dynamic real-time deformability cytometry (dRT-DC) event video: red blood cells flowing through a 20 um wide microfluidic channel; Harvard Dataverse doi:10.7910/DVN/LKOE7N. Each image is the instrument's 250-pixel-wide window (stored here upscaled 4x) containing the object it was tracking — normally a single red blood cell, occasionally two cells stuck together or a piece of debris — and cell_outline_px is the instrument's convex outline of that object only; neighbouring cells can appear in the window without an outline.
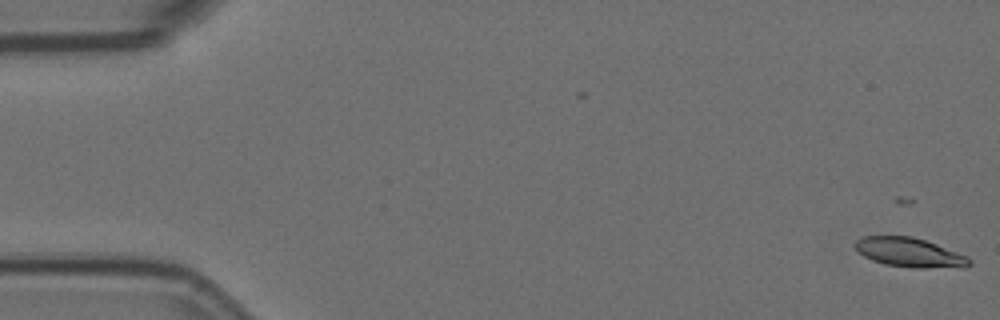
{"species": "Egyptian fruit bat (a non-hibernating species)", "species_latin": "Rousettus aegyptiacus", "temperature_condition": "room temperature", "stored_images_in_passage": 21, "camera_frame_rate_fps": 3000, "um_per_image_px": 0.085, "animal": {"sex": "female"}, "frame": {"image": 1, "passage_image": 1, "time_ms": 0.0, "image_size_px": [1000, 320], "cell_outline_px": [[972, 264], [964, 268], [912, 268], [884, 264], [872, 260], [864, 256], [856, 248], [856, 240], [864, 236], [912, 236], [936, 244], [968, 256], [972, 260]], "centroid_in_image_um": [77.38, 21.48], "position_along_channel_um": 7.6, "area_um2": 19.59}}
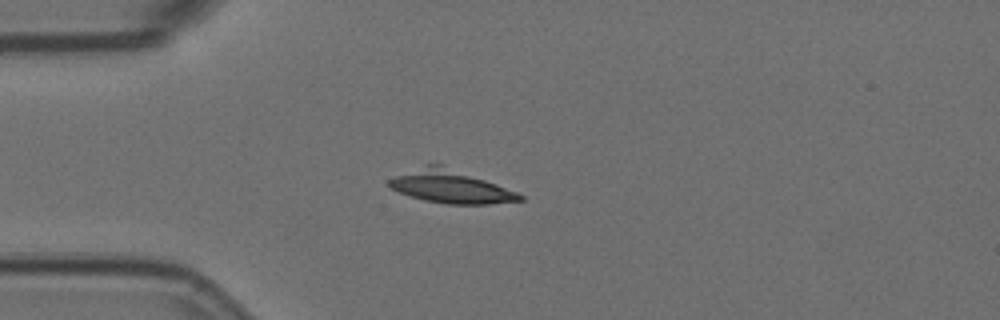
{"frame": {"image": 2, "passage_image": 15, "time_ms": 4.667, "image_size_px": [1000, 320], "cell_outline_px": [[524, 200], [488, 204], [448, 204], [424, 200], [400, 192], [392, 188], [388, 184], [388, 180], [396, 176], [428, 164], [440, 164], [496, 184], [516, 192], [524, 196]], "centroid_in_image_um": [38.32, 15.88], "position_along_channel_um": 46.7, "area_um2": 24.28}}
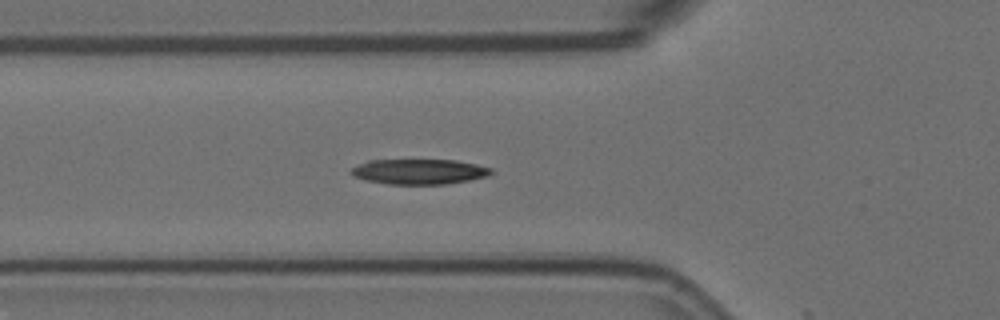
{"frame": {"image": 3, "passage_image": 20, "time_ms": 6.333, "image_size_px": [1000, 320], "cell_outline_px": [[492, 172], [488, 176], [468, 180], [444, 184], [388, 184], [368, 180], [352, 176], [348, 172], [352, 168], [368, 160], [456, 160], [476, 164], [492, 168]], "centroid_in_image_um": [35.62, 14.58], "position_along_channel_um": 90.2, "area_um2": 20.46}}